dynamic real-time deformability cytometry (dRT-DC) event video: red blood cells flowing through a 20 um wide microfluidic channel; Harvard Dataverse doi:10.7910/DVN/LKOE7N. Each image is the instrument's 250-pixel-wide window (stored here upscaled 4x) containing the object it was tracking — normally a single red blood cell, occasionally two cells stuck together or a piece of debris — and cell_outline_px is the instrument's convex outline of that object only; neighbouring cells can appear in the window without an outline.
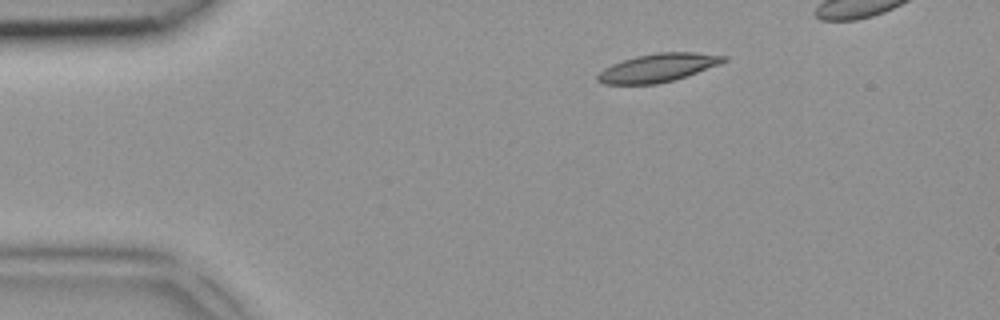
{"species": "common noctule bat (a hibernating species)", "species_latin": "Nyctalus noctula", "temperature_condition": "room temperature", "stored_images_in_passage": 4, "camera_frame_rate_fps": 3000, "um_per_image_px": 0.085, "animal": {"sex": "female", "body_mass_g": 18.4}, "frame": {"image": 1, "passage_image": 1, "time_ms": 0.0, "image_size_px": [1000, 320], "cell_outline_px": [[728, 60], [720, 64], [676, 80], [656, 84], [604, 84], [596, 80], [596, 76], [604, 68], [612, 64], [636, 56], [660, 52], [696, 52], [728, 56]], "centroid_in_image_um": [55.95, 5.76], "position_along_channel_um": 29.0, "area_um2": 20.87}}